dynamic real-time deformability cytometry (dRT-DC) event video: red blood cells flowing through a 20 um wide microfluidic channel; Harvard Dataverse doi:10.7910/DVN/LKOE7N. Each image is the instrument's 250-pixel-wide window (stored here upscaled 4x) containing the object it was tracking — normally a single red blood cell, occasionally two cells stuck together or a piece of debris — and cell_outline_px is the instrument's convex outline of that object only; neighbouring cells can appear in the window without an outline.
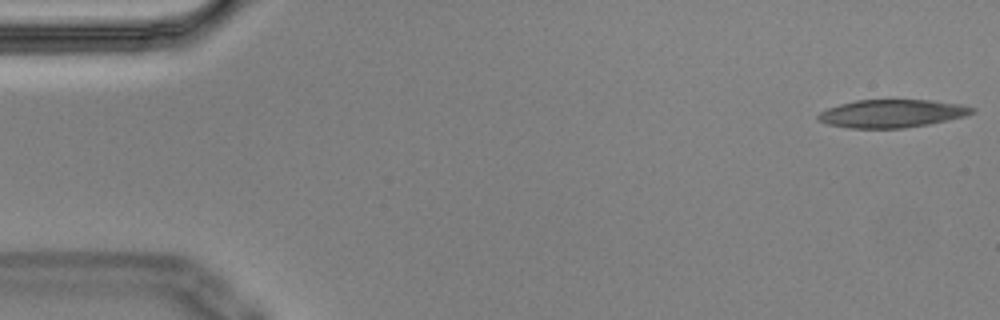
{"species": "Egyptian fruit bat (a non-hibernating species)", "species_latin": "Rousettus aegyptiacus", "temperature_condition": "cold", "stored_images_in_passage": 5, "camera_frame_rate_fps": 3000, "um_per_image_px": 0.085, "animal": {"sex": "male"}, "frame": {"image": 1, "passage_image": 1, "time_ms": 0.0, "image_size_px": [1000, 320], "cell_outline_px": [[976, 112], [968, 116], [928, 124], [904, 128], [848, 128], [828, 124], [816, 120], [816, 116], [820, 112], [828, 108], [840, 104], [856, 100], [928, 100], [960, 104], [976, 108]], "centroid_in_image_um": [75.83, 9.65], "position_along_channel_um": 9.2, "area_um2": 25.2}}
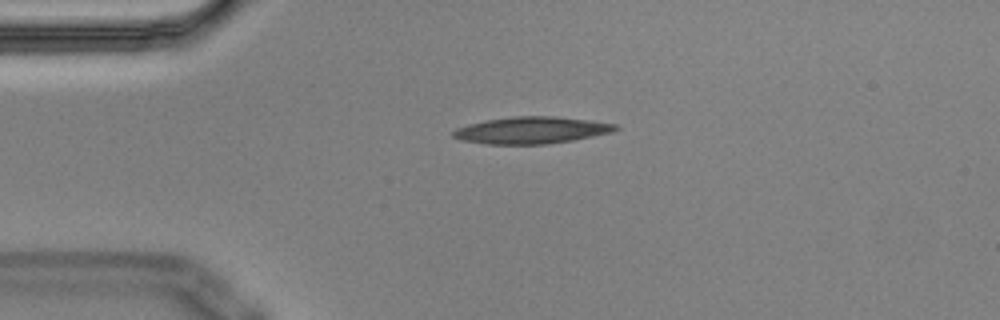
{"frame": {"image": 2, "passage_image": 4, "time_ms": 1.0, "image_size_px": [1000, 320], "cell_outline_px": [[620, 128], [612, 132], [572, 140], [548, 144], [488, 144], [460, 140], [452, 136], [452, 132], [456, 128], [468, 124], [488, 120], [512, 116], [552, 116], [588, 120], [616, 124]], "centroid_in_image_um": [45.15, 11.07], "position_along_channel_um": 39.8, "area_um2": 25.26}}